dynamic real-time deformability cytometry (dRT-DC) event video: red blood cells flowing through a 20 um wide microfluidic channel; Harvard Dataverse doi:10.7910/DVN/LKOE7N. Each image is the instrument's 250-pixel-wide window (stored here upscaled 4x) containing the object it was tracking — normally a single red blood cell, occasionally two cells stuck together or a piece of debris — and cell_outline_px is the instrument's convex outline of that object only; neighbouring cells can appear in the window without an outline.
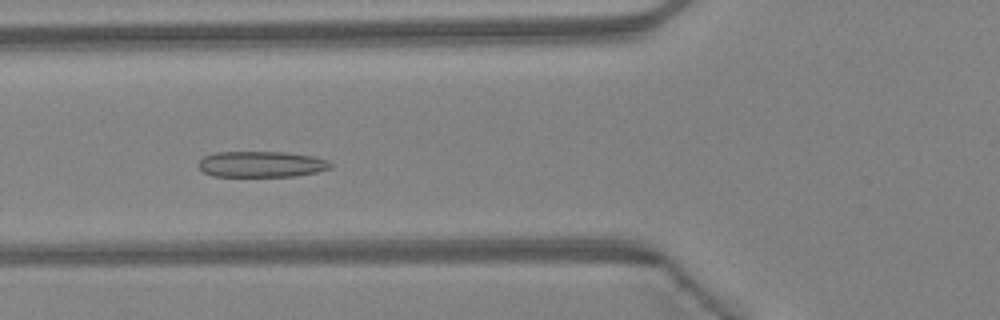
{"species": "Egyptian fruit bat (a non-hibernating species)", "species_latin": "Rousettus aegyptiacus", "temperature_condition": "warm", "stored_images_in_passage": 46, "camera_frame_rate_fps": 3000, "um_per_image_px": 0.085, "animal": {"sex": "female"}, "frame": {"image": 1, "passage_image": 17, "time_ms": 5.333, "image_size_px": [1000, 320], "cell_outline_px": [[336, 164], [328, 168], [316, 172], [296, 176], [212, 176], [204, 172], [196, 164], [204, 156], [216, 152], [284, 152], [312, 156], [328, 160]], "centroid_in_image_um": [22.21, 13.95], "position_along_channel_um": 103.6, "area_um2": 20.0}}
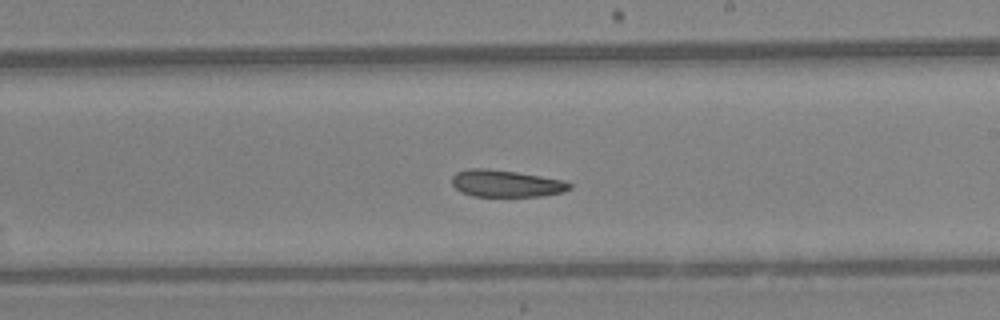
{"frame": {"image": 2, "passage_image": 27, "time_ms": 8.667, "image_size_px": [1000, 320], "cell_outline_px": [[572, 188], [564, 192], [540, 196], [472, 196], [460, 192], [452, 184], [452, 176], [456, 172], [468, 168], [484, 168], [516, 172], [564, 180], [572, 184]], "centroid_in_image_um": [43.01, 15.6], "position_along_channel_um": 246.0, "area_um2": 18.55}}
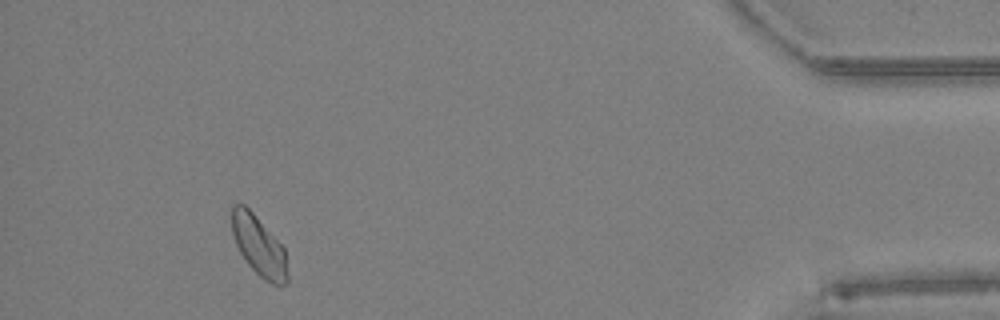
{"frame": {"image": 3, "passage_image": 43, "time_ms": 14.0, "image_size_px": [1000, 320], "cell_outline_px": [[288, 280], [280, 288], [264, 280], [248, 264], [240, 252], [236, 244], [232, 232], [232, 204], [244, 204], [252, 212], [284, 248], [288, 272]], "centroid_in_image_um": [22.02, 20.94], "position_along_channel_um": 413.2, "area_um2": 19.25}, "authors_computed_cell_mechanics": {"area_um2": 19.941, "velocity_mm_per_s": 4.3, "shape_relaxation_time_tau1_ms": null, "shape_relaxation_time_tau2_ms": 5.3752, "deformation_change_tau1": null, "deformation_change_tau2": 0.0893}}